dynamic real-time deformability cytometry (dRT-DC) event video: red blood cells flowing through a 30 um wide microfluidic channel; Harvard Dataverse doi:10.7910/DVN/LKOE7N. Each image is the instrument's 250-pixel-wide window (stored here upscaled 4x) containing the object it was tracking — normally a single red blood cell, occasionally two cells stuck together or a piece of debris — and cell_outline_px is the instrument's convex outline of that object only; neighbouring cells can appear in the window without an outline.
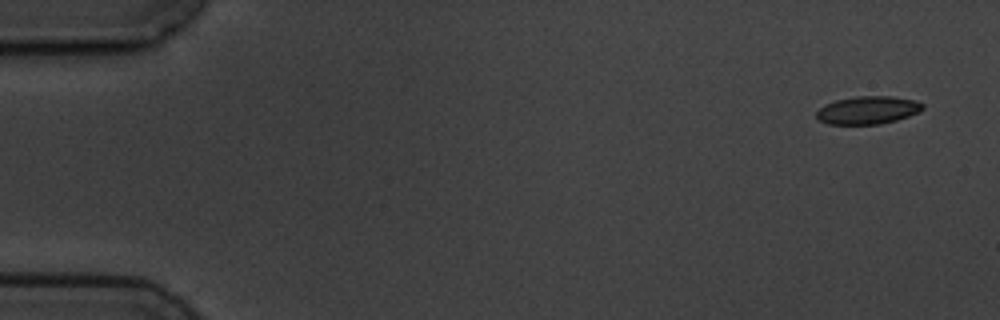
{"species": "common noctule bat (a hibernating species)", "species_latin": "Nyctalus noctula", "temperature_condition": "cold", "stored_images_in_passage": 6, "segment_of_instrument_passage": [1, 2], "camera_frame_rate_fps": 3000, "um_per_image_px": 0.085, "animal": {"sex": "male", "body_mass_g": 19.5, "forearm_length_mm": 54.6}, "frame": {"image": 1, "passage_image": 1, "time_ms": 0.0, "image_size_px": [1000, 320], "cell_outline_px": [[924, 108], [920, 112], [896, 120], [880, 124], [828, 124], [820, 120], [816, 116], [816, 112], [824, 104], [836, 100], [856, 96], [892, 96], [916, 100], [924, 104]], "centroid_in_image_um": [73.79, 9.35], "position_along_channel_um": 11.2, "area_um2": 17.34}}
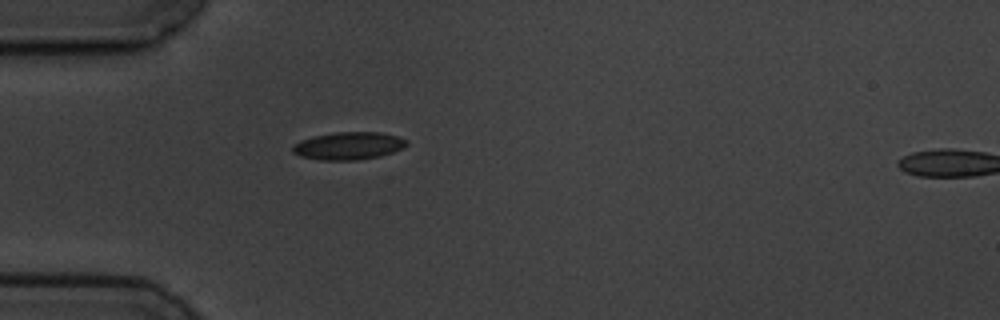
{"frame": {"image": 2, "passage_image": 5, "time_ms": 4.667, "image_size_px": [1000, 320], "cell_outline_px": [[408, 144], [404, 148], [380, 156], [356, 160], [320, 160], [300, 156], [292, 152], [292, 144], [300, 140], [312, 136], [336, 132], [380, 132], [396, 136], [408, 140]], "centroid_in_image_um": [29.6, 12.39], "position_along_channel_um": 55.4, "area_um2": 18.5}}